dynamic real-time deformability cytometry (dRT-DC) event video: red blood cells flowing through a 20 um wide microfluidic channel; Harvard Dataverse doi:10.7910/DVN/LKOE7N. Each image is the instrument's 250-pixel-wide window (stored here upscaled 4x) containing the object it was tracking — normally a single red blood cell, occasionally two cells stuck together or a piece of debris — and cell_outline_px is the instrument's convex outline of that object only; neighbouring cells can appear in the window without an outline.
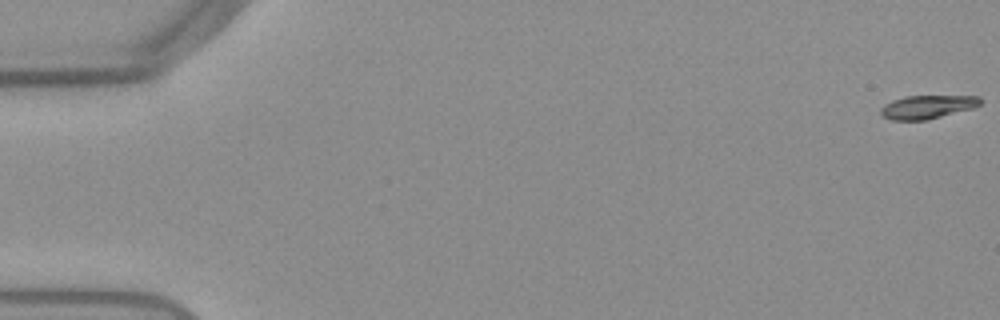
{"species": "Egyptian fruit bat (a non-hibernating species)", "species_latin": "Rousettus aegyptiacus", "temperature_condition": "warm", "stored_images_in_passage": 52, "camera_frame_rate_fps": 3000, "um_per_image_px": 0.085, "frame": {"image": 1, "passage_image": 1, "time_ms": 0.0, "image_size_px": [1000, 320], "cell_outline_px": [[980, 104], [972, 108], [928, 120], [892, 120], [880, 116], [880, 108], [884, 104], [892, 100], [904, 96], [980, 96]], "centroid_in_image_um": [78.76, 9.09], "position_along_channel_um": 6.2, "area_um2": 13.64}}
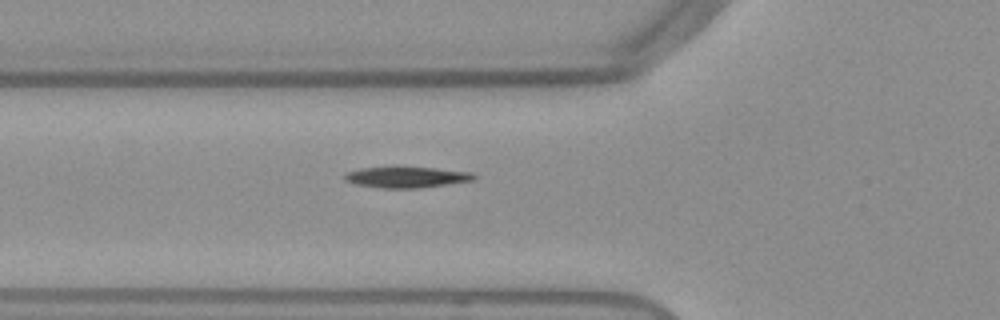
{"frame": {"image": 2, "passage_image": 20, "time_ms": 6.333, "image_size_px": [1000, 320], "cell_outline_px": [[476, 180], [420, 188], [380, 188], [356, 184], [344, 180], [344, 172], [360, 168], [392, 164], [396, 164], [476, 172]], "centroid_in_image_um": [34.54, 15.01], "position_along_channel_um": 91.3, "area_um2": 16.94}}
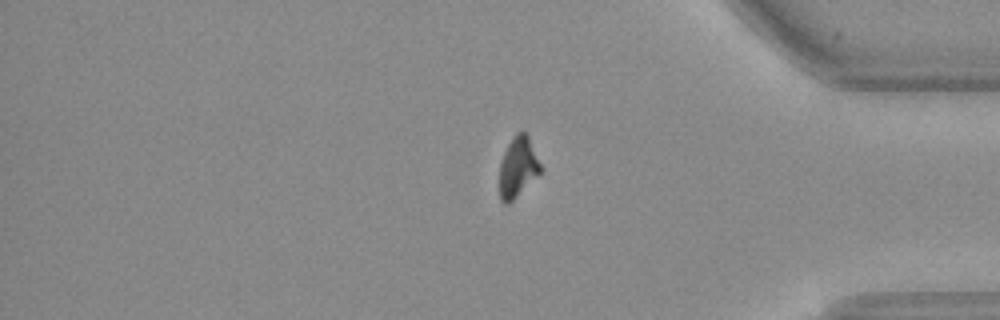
{"frame": {"image": 3, "passage_image": 45, "time_ms": 14.667, "image_size_px": [1000, 320], "cell_outline_px": [[544, 172], [508, 204], [504, 204], [500, 200], [500, 164], [504, 152], [512, 136], [516, 132], [524, 132], [528, 136], [544, 168]], "centroid_in_image_um": [44.07, 14.22], "position_along_channel_um": 391.1, "area_um2": 14.8}, "authors_computed_cell_mechanics": {"area_um2": 15.5771, "velocity_mm_per_s": 3.8514, "shape_relaxation_time_tau1_ms": 7.3054, "shape_relaxation_time_tau2_ms": 5.2756, "deformation_change_tau1": 0.2106, "deformation_change_tau2": 0.0943}}